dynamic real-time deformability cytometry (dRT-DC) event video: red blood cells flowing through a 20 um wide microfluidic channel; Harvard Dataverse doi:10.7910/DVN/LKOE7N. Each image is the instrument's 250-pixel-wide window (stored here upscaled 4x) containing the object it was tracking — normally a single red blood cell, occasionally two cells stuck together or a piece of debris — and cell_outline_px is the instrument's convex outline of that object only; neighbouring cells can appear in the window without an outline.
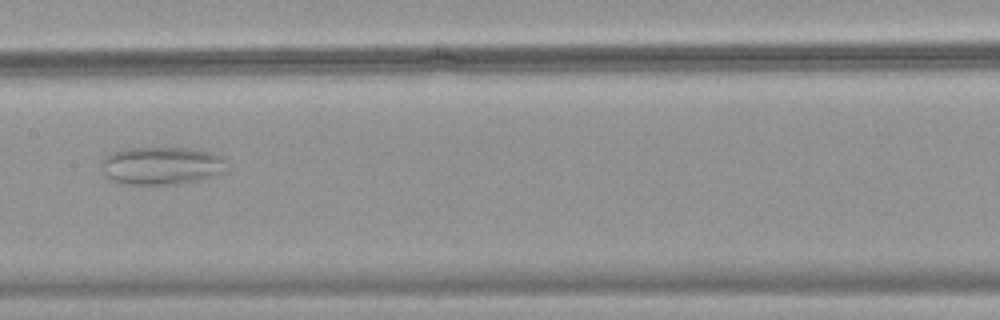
{"species": "common noctule bat (a hibernating species)", "species_latin": "Nyctalus noctula", "temperature_condition": "warm", "stored_images_in_passage": 39, "camera_frame_rate_fps": 3000, "um_per_image_px": 0.085, "animal": {"sex": "female", "body_mass_g": 18.4}, "frame": {"image": 1, "passage_image": 15, "time_ms": 4.667, "image_size_px": [1000, 320], "cell_outline_px": [[228, 160], [224, 172], [200, 180], [180, 184], [120, 184], [112, 180], [104, 172], [104, 156], [112, 152], [128, 148], [192, 148], [212, 152]], "centroid_in_image_um": [13.79, 14.08], "position_along_channel_um": 193.6, "area_um2": 27.69}}
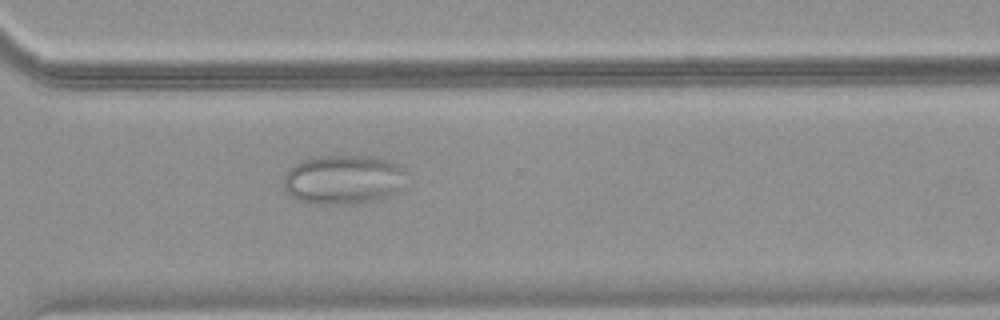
{"frame": {"image": 2, "passage_image": 26, "time_ms": 8.333, "image_size_px": [1000, 320], "cell_outline_px": [[408, 172], [396, 192], [392, 196], [380, 200], [356, 204], [320, 204], [296, 200], [284, 188], [284, 172], [296, 164], [304, 160], [316, 156], [372, 156], [388, 160], [400, 164]], "centroid_in_image_um": [29.22, 15.27], "position_along_channel_um": 341.4, "area_um2": 35.72}}
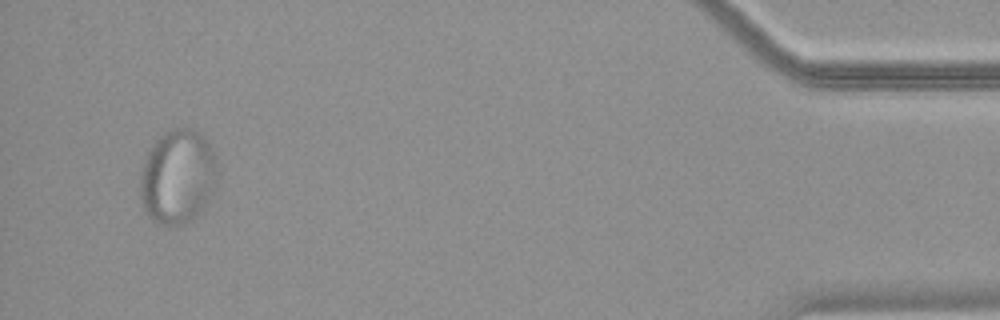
{"frame": {"image": 3, "passage_image": 37, "time_ms": 12.0, "image_size_px": [1000, 320], "cell_outline_px": [[220, 172], [204, 208], [192, 220], [184, 224], [160, 224], [152, 220], [148, 216], [144, 208], [140, 196], [140, 172], [144, 160], [152, 144], [164, 132], [176, 128], [192, 128], [200, 132], [204, 136], [212, 148], [216, 156]], "centroid_in_image_um": [15.13, 15.0], "position_along_channel_um": 420.1, "area_um2": 42.95}}